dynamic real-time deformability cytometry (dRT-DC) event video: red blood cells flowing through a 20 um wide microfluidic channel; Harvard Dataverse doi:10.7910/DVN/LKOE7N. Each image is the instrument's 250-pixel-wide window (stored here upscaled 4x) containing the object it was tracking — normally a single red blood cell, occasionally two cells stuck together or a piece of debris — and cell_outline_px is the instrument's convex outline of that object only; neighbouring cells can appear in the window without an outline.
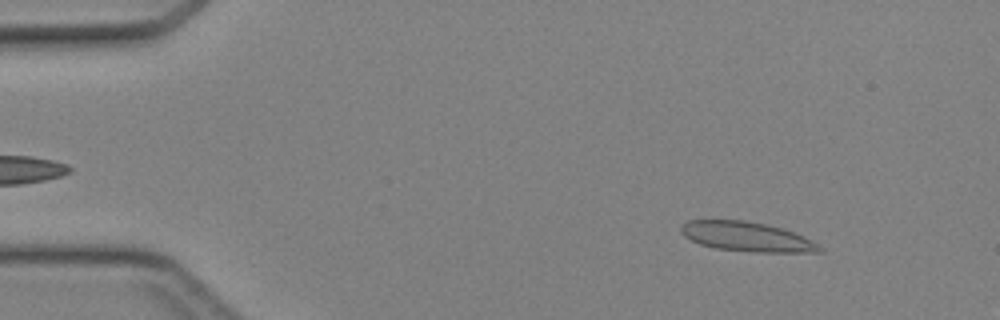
{"species": "Egyptian fruit bat (a non-hibernating species)", "species_latin": "Rousettus aegyptiacus", "temperature_condition": "cold", "stored_images_in_passage": 45, "camera_frame_rate_fps": 3000, "um_per_image_px": 0.085, "animal": {"sex": "female"}, "frame": {"image": 1, "passage_image": 5, "time_ms": 1.333, "image_size_px": [1000, 320], "cell_outline_px": [[824, 252], [756, 252], [716, 248], [700, 244], [684, 236], [680, 232], [680, 228], [688, 220], [744, 220], [768, 224], [784, 228], [804, 236], [812, 240], [824, 248]], "centroid_in_image_um": [63.53, 20.11], "position_along_channel_um": 21.5, "area_um2": 23.99}}
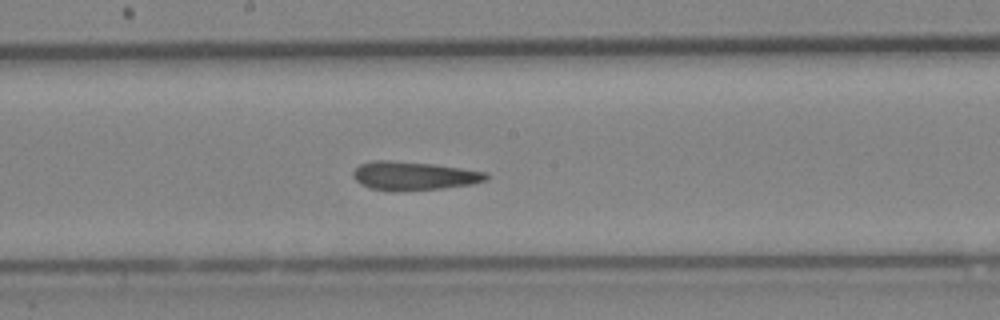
{"frame": {"image": 2, "passage_image": 24, "time_ms": 7.667, "image_size_px": [1000, 320], "cell_outline_px": [[488, 180], [472, 184], [440, 188], [396, 192], [372, 188], [360, 184], [356, 180], [352, 172], [360, 164], [372, 160], [388, 160], [432, 164], [488, 172]], "centroid_in_image_um": [35.17, 14.95], "position_along_channel_um": 213.0, "area_um2": 22.14}}
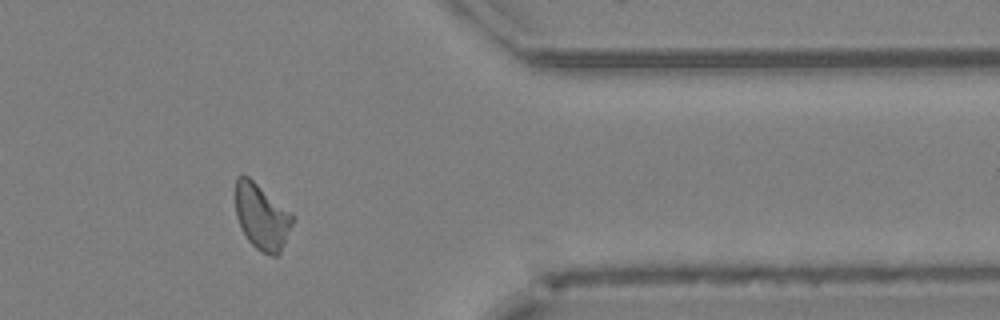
{"frame": {"image": 3, "passage_image": 37, "time_ms": 12.0, "image_size_px": [1000, 320], "cell_outline_px": [[292, 224], [280, 252], [276, 256], [272, 256], [256, 248], [248, 240], [236, 216], [236, 176], [248, 176], [292, 212]], "centroid_in_image_um": [22.25, 18.4], "position_along_channel_um": 389.2, "area_um2": 21.44}}